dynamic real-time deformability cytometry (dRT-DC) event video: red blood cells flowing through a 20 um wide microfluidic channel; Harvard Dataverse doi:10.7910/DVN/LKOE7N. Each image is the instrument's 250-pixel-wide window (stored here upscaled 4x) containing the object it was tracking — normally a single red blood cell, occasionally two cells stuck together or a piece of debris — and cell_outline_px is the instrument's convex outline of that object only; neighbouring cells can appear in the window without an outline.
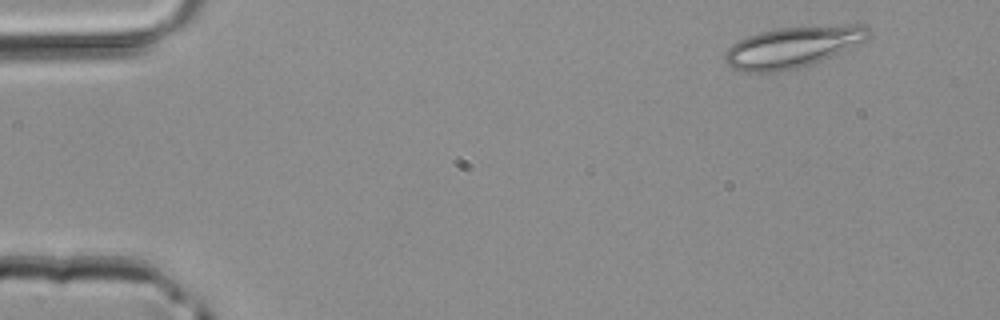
{"species": "common noctule bat (a hibernating species)", "species_latin": "Nyctalus noctula", "temperature_condition": "room temperature", "stored_images_in_passage": 4, "camera_frame_rate_fps": 3000, "um_per_image_px": 0.085, "animal": {"sex": "male", "body_mass_g": 20.4}, "frame": {"image": 1, "passage_image": 1, "time_ms": 0.0, "image_size_px": [1000, 320], "cell_outline_px": [[872, 36], [868, 40], [804, 68], [776, 72], [744, 72], [732, 68], [724, 60], [724, 52], [732, 44], [748, 36], [760, 32], [780, 28], [844, 24], [864, 24], [872, 32]], "centroid_in_image_um": [67.44, 4.0], "position_along_channel_um": 17.6, "area_um2": 34.85}}
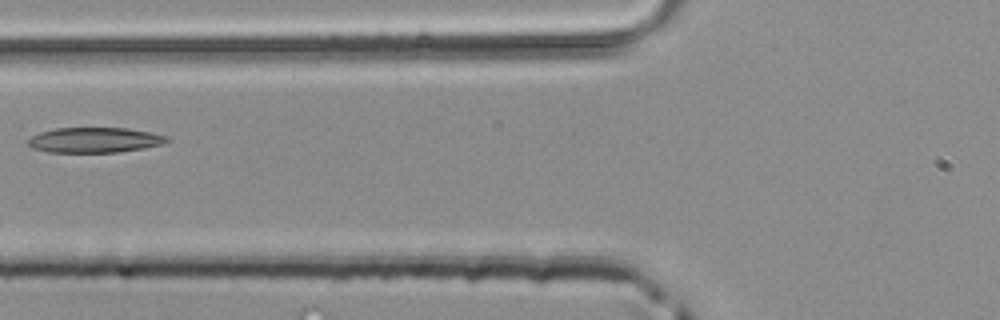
{"frame": {"image": 2, "passage_image": 4, "time_ms": 1.0, "image_size_px": [1000, 320], "cell_outline_px": [[172, 140], [164, 144], [144, 148], [120, 152], [48, 152], [32, 148], [28, 144], [28, 140], [32, 136], [40, 132], [56, 128], [128, 128], [168, 136]], "centroid_in_image_um": [8.08, 11.9], "position_along_channel_um": 117.7, "area_um2": 20.46}}